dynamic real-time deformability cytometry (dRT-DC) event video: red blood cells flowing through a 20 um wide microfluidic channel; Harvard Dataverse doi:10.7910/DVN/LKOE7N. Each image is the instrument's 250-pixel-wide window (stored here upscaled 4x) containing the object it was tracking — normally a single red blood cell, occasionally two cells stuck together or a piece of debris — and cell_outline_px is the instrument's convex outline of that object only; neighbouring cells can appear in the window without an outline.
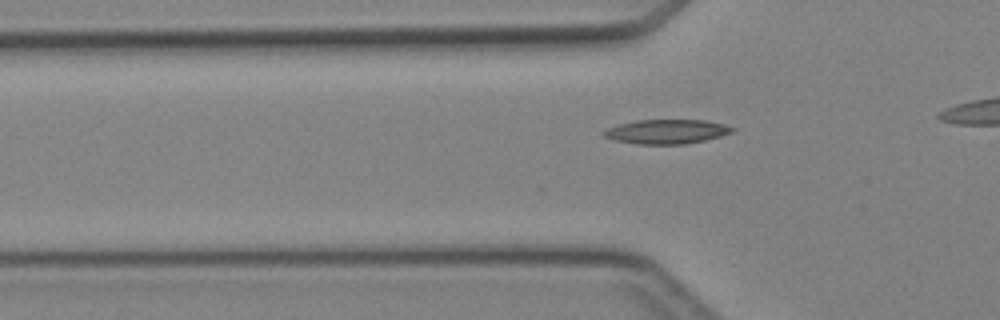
{"species": "Egyptian fruit bat (a non-hibernating species)", "species_latin": "Rousettus aegyptiacus", "temperature_condition": "cold", "stored_images_in_passage": 3, "camera_frame_rate_fps": 3000, "um_per_image_px": 0.085, "animal": {"sex": "female"}, "frame": {"image": 1, "passage_image": 3, "time_ms": 2.667, "image_size_px": [1000, 320], "cell_outline_px": [[736, 128], [732, 132], [720, 136], [704, 140], [684, 144], [636, 144], [616, 140], [604, 136], [600, 132], [608, 128], [620, 124], [636, 120], [704, 120], [724, 124]], "centroid_in_image_um": [56.66, 11.18], "position_along_channel_um": 69.1, "area_um2": 18.09}}